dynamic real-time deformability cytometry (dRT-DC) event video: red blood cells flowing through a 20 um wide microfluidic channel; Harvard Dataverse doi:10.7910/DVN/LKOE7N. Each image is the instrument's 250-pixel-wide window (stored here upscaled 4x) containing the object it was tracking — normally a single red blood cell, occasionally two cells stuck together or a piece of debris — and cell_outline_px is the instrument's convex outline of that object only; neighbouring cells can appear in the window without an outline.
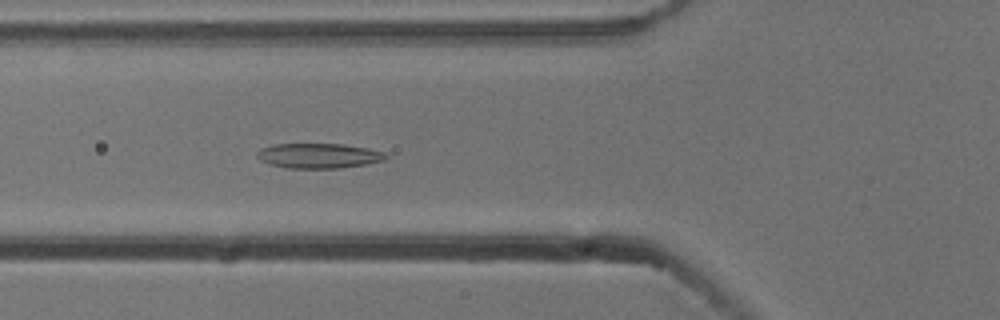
{"species": "common noctule bat (a hibernating species)", "species_latin": "Nyctalus noctula", "temperature_condition": "cold", "stored_images_in_passage": 28, "camera_frame_rate_fps": 3000, "um_per_image_px": 0.085, "animal": {"sex": "male", "body_mass_g": 13.3}, "frame": {"image": 1, "passage_image": 19, "time_ms": 6.0, "image_size_px": [1000, 320], "cell_outline_px": [[388, 156], [384, 160], [364, 164], [340, 168], [288, 168], [268, 164], [260, 160], [256, 156], [256, 152], [260, 148], [272, 144], [344, 144], [368, 148], [384, 152]], "centroid_in_image_um": [27.04, 13.23], "position_along_channel_um": 98.8, "area_um2": 18.79}}
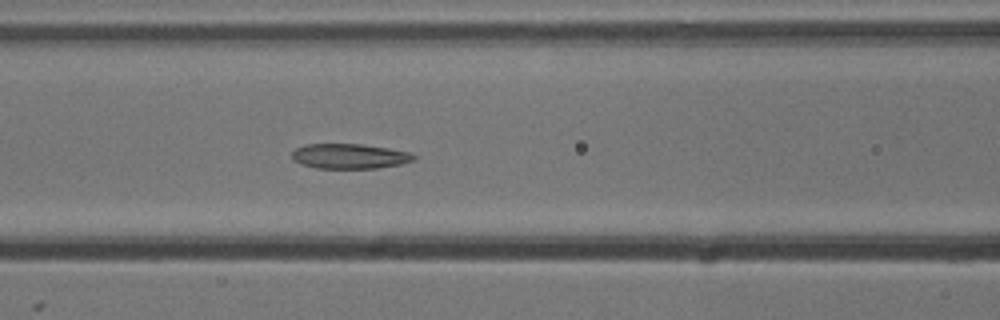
{"frame": {"image": 2, "passage_image": 22, "time_ms": 7.0, "image_size_px": [1000, 320], "cell_outline_px": [[416, 160], [400, 164], [376, 168], [316, 168], [300, 164], [292, 160], [292, 152], [296, 148], [308, 144], [360, 144], [388, 148], [408, 152], [416, 156]], "centroid_in_image_um": [29.69, 13.28], "position_along_channel_um": 136.9, "area_um2": 17.69}}
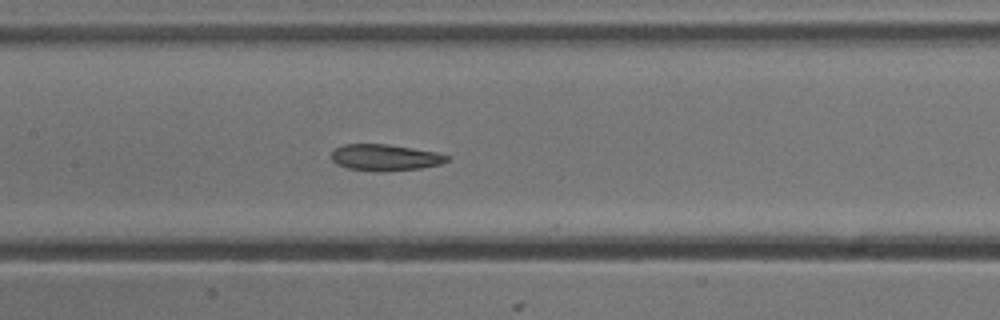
{"frame": {"image": 3, "passage_image": 25, "time_ms": 8.0, "image_size_px": [1000, 320], "cell_outline_px": [[448, 160], [440, 164], [420, 168], [380, 172], [348, 168], [336, 164], [332, 160], [332, 152], [336, 148], [344, 144], [388, 144], [436, 152], [448, 156]], "centroid_in_image_um": [32.71, 13.39], "position_along_channel_um": 174.7, "area_um2": 17.63}}